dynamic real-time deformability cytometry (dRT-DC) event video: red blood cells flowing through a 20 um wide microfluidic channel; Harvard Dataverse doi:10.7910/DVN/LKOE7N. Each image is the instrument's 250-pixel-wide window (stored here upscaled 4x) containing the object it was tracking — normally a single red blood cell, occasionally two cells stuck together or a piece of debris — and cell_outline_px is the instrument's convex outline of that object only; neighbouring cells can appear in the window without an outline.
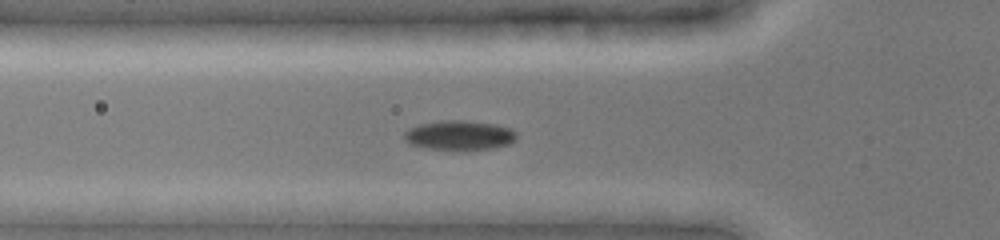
{"species": "common noctule bat (a hibernating species)", "species_latin": "Nyctalus noctula", "temperature_condition": "cold", "stored_images_in_passage": 31, "camera_frame_rate_fps": 3000, "um_per_image_px": 0.085, "animal": {"sex": "female", "body_mass_g": 19.0, "forearm_length_mm": 51.5}, "frame": {"image": 1, "passage_image": 2, "time_ms": 0.333, "image_size_px": [1000, 240], "cell_outline_px": [[516, 140], [508, 144], [492, 148], [460, 152], [432, 148], [408, 144], [404, 140], [404, 132], [408, 128], [420, 124], [440, 120], [464, 120], [496, 124], [508, 128], [516, 132]], "centroid_in_image_um": [39.03, 11.51], "position_along_channel_um": 86.8, "area_um2": 19.77}}
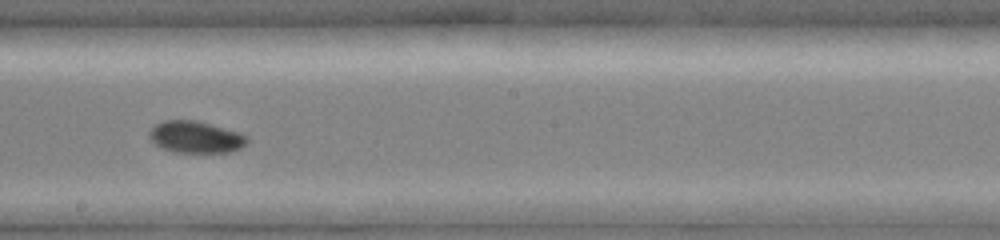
{"frame": {"image": 2, "passage_image": 13, "time_ms": 4.0, "image_size_px": [1000, 240], "cell_outline_px": [[248, 140], [240, 148], [232, 152], [176, 152], [160, 148], [148, 136], [148, 132], [152, 124], [164, 120], [196, 120], [240, 132], [248, 136]], "centroid_in_image_um": [16.6, 11.63], "position_along_channel_um": 231.6, "area_um2": 18.32}}
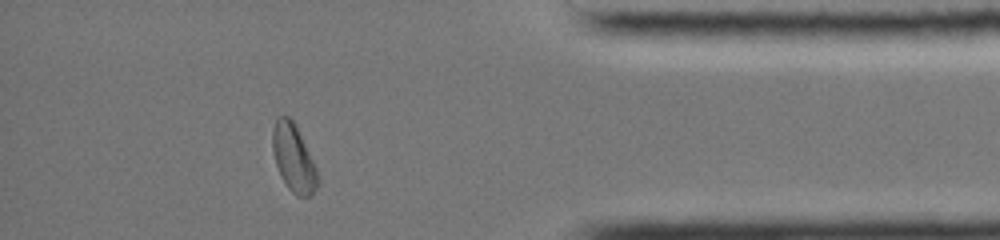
{"frame": {"image": 3, "passage_image": 25, "time_ms": 9.0, "image_size_px": [1000, 240], "cell_outline_px": [[320, 180], [316, 188], [308, 196], [296, 196], [288, 188], [280, 176], [276, 164], [272, 148], [272, 128], [276, 116], [288, 116], [296, 124], [316, 168]], "centroid_in_image_um": [24.93, 13.41], "position_along_channel_um": 410.3, "area_um2": 17.8}}